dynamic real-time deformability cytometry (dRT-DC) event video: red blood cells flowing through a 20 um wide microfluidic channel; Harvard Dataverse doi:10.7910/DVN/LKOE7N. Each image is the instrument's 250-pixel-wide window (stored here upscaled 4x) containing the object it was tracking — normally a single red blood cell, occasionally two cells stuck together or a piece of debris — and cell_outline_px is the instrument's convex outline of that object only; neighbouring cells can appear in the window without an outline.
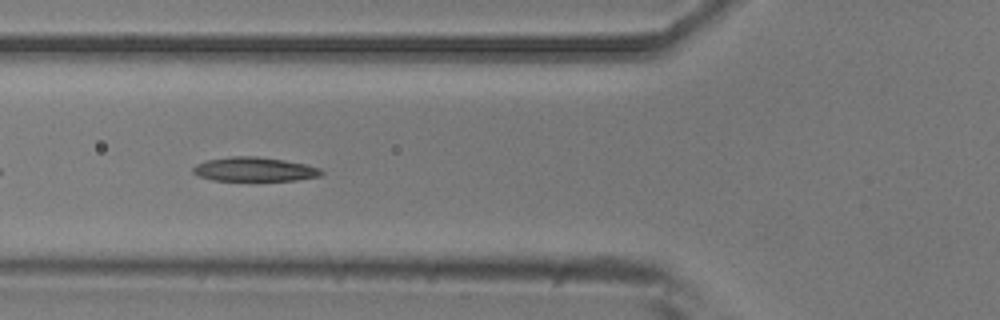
{"species": "common noctule bat (a hibernating species)", "species_latin": "Nyctalus noctula", "temperature_condition": "room temperature", "stored_images_in_passage": 30, "camera_frame_rate_fps": 3000, "um_per_image_px": 0.085, "animal": {"sex": "male", "body_mass_g": 20.5, "forearm_length_mm": 52.5}, "frame": {"image": 1, "passage_image": 2, "time_ms": 0.333, "image_size_px": [1000, 320], "cell_outline_px": [[324, 172], [320, 176], [296, 180], [212, 180], [200, 176], [192, 172], [192, 168], [196, 164], [208, 160], [232, 156], [256, 156], [284, 160], [304, 164], [320, 168]], "centroid_in_image_um": [21.62, 14.39], "position_along_channel_um": 104.2, "area_um2": 17.86}}
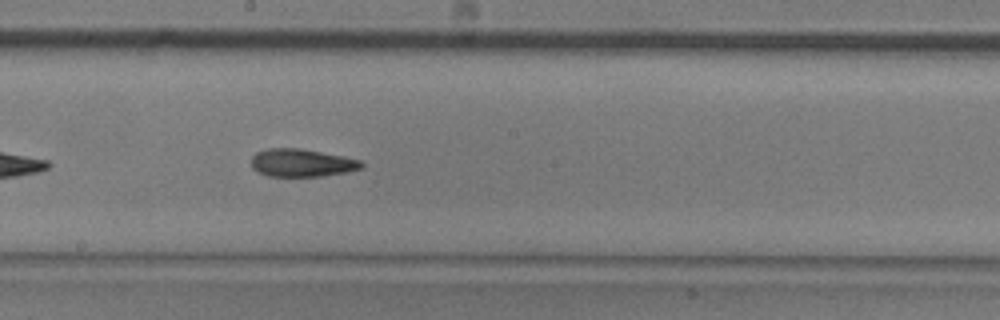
{"frame": {"image": 2, "passage_image": 11, "time_ms": 3.333, "image_size_px": [1000, 320], "cell_outline_px": [[364, 168], [348, 172], [324, 176], [268, 176], [252, 168], [252, 156], [256, 152], [268, 148], [300, 148], [344, 156], [360, 160], [364, 164]], "centroid_in_image_um": [25.69, 13.84], "position_along_channel_um": 222.5, "area_um2": 17.98}}
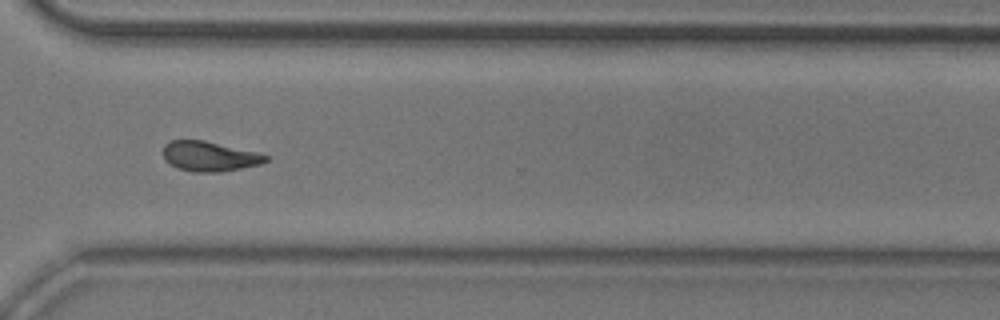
{"frame": {"image": 3, "passage_image": 21, "time_ms": 6.667, "image_size_px": [1000, 320], "cell_outline_px": [[268, 160], [260, 164], [220, 172], [192, 172], [180, 168], [164, 160], [164, 144], [172, 140], [204, 140], [260, 152], [268, 156]], "centroid_in_image_um": [17.83, 13.27], "position_along_channel_um": 352.8, "area_um2": 17.86}, "authors_computed_cell_mechanics": {"area_um2": 17.8602, "velocity_mm_per_s": 3.9131, "shape_relaxation_time_tau1_ms": 3.5391, "shape_relaxation_time_tau2_ms": 5.9127, "deformation_change_tau1": 0.1331, "deformation_change_tau2": 0.0721}}